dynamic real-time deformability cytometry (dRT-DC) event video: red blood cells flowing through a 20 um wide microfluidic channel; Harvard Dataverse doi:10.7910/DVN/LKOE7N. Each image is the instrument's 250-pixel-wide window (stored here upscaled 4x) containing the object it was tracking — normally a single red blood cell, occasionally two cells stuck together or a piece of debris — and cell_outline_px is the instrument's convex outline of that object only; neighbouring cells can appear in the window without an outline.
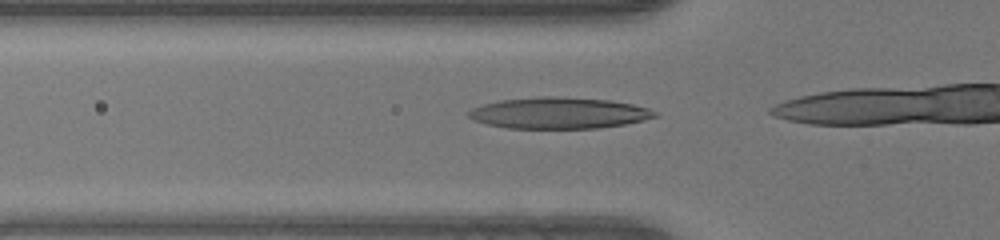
{"species": "human", "species_latin": "Homo sapiens", "temperature_condition": "warm", "stored_images_in_passage": 16, "camera_frame_rate_fps": 3000, "um_per_image_px": 0.085, "donor": {"sex": "female"}, "frame": {"image": 1, "passage_image": 12, "time_ms": 3.667, "image_size_px": [1000, 240], "cell_outline_px": [[656, 116], [624, 124], [596, 128], [508, 128], [488, 124], [476, 120], [468, 116], [468, 112], [472, 108], [484, 104], [500, 100], [540, 96], [556, 96], [608, 100], [632, 104], [648, 108], [656, 112]], "centroid_in_image_um": [47.48, 9.6], "position_along_channel_um": 78.3, "area_um2": 33.52}}
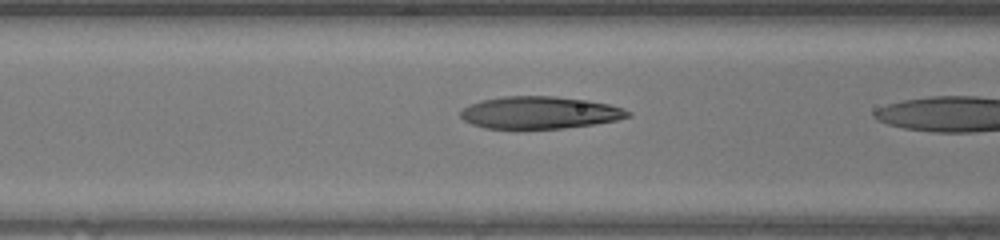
{"frame": {"image": 2, "passage_image": 15, "time_ms": 4.667, "image_size_px": [1000, 240], "cell_outline_px": [[632, 116], [616, 120], [592, 124], [564, 128], [484, 128], [472, 124], [464, 120], [460, 116], [460, 112], [468, 104], [480, 100], [504, 96], [556, 96], [588, 100], [608, 104], [624, 108], [632, 112]], "centroid_in_image_um": [45.88, 9.56], "position_along_channel_um": 120.7, "area_um2": 31.5}}